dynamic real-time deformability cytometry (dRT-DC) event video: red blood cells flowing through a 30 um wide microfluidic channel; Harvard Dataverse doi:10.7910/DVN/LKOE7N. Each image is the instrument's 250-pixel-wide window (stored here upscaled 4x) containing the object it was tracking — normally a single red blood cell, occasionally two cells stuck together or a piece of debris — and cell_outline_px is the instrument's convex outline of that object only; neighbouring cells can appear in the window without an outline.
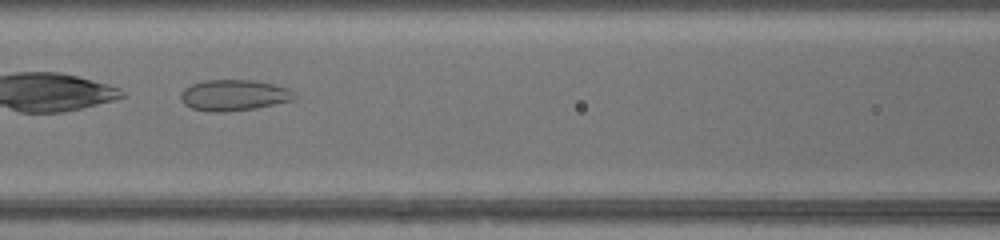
{"species": "common noctule bat (a hibernating species)", "species_latin": "Nyctalus noctula", "temperature_condition": "warm", "stored_images_in_passage": 31, "camera_frame_rate_fps": 3000, "um_per_image_px": 0.085, "animal": {"sex": "female", "body_mass_g": 17.0, "forearm_length_mm": 48.0}, "frame": {"image": 1, "passage_image": 10, "time_ms": 3.0, "image_size_px": [1000, 240], "cell_outline_px": [[296, 100], [256, 108], [224, 112], [208, 112], [192, 108], [184, 104], [180, 96], [180, 92], [184, 88], [192, 84], [204, 80], [256, 80], [292, 88], [296, 92]], "centroid_in_image_um": [19.94, 8.09], "position_along_channel_um": 146.7, "area_um2": 20.98}}
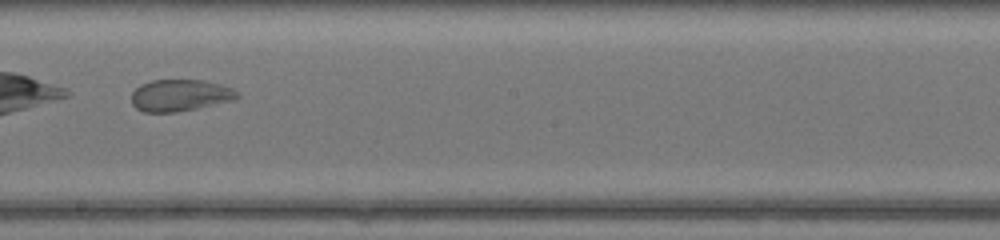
{"frame": {"image": 2, "passage_image": 16, "time_ms": 5.0, "image_size_px": [1000, 240], "cell_outline_px": [[240, 96], [232, 100], [196, 108], [176, 112], [144, 112], [136, 108], [132, 104], [132, 92], [140, 84], [152, 80], [204, 80], [220, 84], [232, 88], [240, 92]], "centroid_in_image_um": [15.3, 8.09], "position_along_channel_um": 232.9, "area_um2": 19.54}}
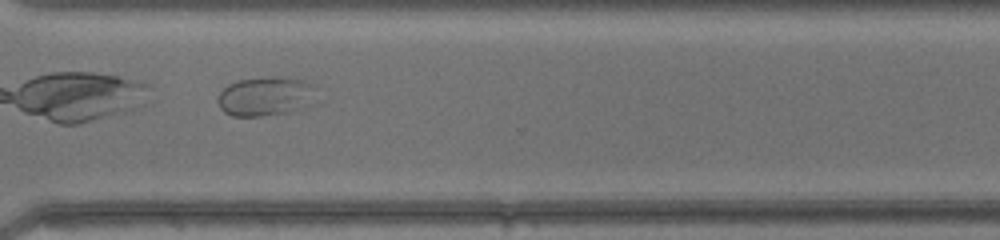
{"frame": {"image": 3, "passage_image": 24, "time_ms": 7.667, "image_size_px": [1000, 240], "cell_outline_px": [[316, 84], [300, 108], [288, 112], [260, 116], [232, 116], [224, 112], [220, 108], [216, 100], [216, 96], [228, 84], [240, 80], [272, 76], [280, 76], [308, 80]], "centroid_in_image_um": [22.45, 8.16], "position_along_channel_um": 348.2, "area_um2": 22.08}}